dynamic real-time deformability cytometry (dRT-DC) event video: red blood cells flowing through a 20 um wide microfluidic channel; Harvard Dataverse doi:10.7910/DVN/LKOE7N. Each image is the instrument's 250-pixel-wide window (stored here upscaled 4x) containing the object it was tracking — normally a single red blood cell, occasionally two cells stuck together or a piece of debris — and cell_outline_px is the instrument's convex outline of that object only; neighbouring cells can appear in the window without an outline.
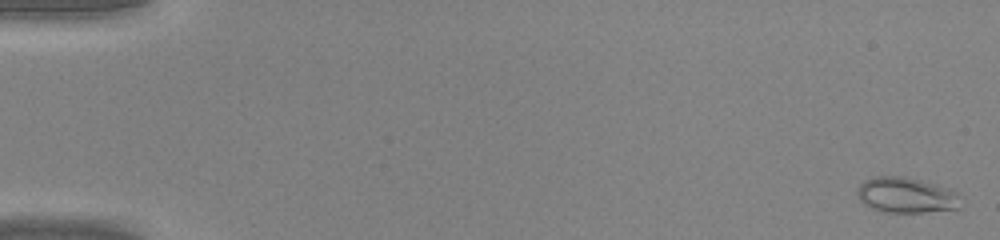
{"species": "common noctule bat (a hibernating species)", "species_latin": "Nyctalus noctula", "temperature_condition": "warm", "stored_images_in_passage": 46, "camera_frame_rate_fps": 3000, "um_per_image_px": 0.085, "animal": {"sex": "male", "body_mass_g": 20.0, "forearm_length_mm": 53.3}, "frame": {"image": 1, "passage_image": 2, "time_ms": 0.333, "image_size_px": [1000, 240], "cell_outline_px": [[960, 208], [924, 212], [884, 212], [872, 208], [864, 204], [860, 200], [856, 192], [856, 188], [864, 180], [872, 176], [904, 176], [920, 180], [948, 188], [956, 192]], "centroid_in_image_um": [76.96, 16.58], "position_along_channel_um": 8.0, "area_um2": 21.33}}
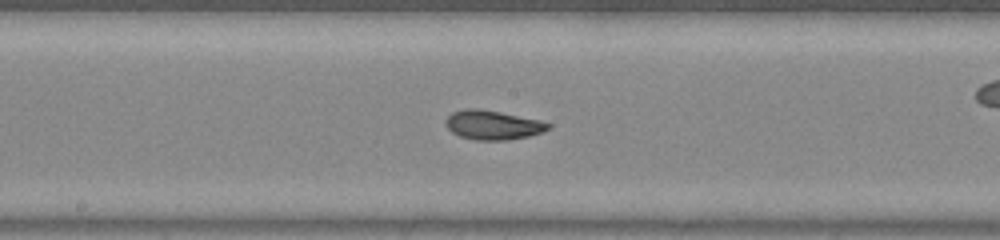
{"frame": {"image": 2, "passage_image": 26, "time_ms": 8.333, "image_size_px": [1000, 240], "cell_outline_px": [[552, 124], [544, 132], [528, 136], [508, 140], [476, 140], [460, 136], [452, 132], [444, 124], [444, 120], [452, 112], [464, 108], [476, 108], [500, 112], [540, 120]], "centroid_in_image_um": [41.86, 10.62], "position_along_channel_um": 206.3, "area_um2": 17.51}}
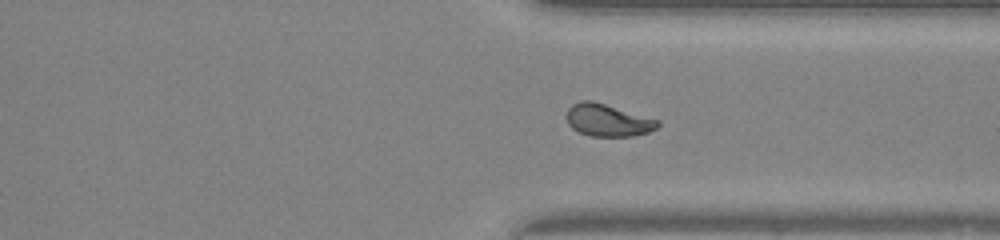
{"frame": {"image": 3, "passage_image": 36, "time_ms": 11.667, "image_size_px": [1000, 240], "cell_outline_px": [[660, 124], [656, 128], [648, 132], [632, 136], [592, 136], [580, 132], [572, 128], [568, 124], [564, 116], [568, 108], [572, 104], [580, 100], [592, 100], [660, 120]], "centroid_in_image_um": [51.63, 10.2], "position_along_channel_um": 359.8, "area_um2": 17.28}}